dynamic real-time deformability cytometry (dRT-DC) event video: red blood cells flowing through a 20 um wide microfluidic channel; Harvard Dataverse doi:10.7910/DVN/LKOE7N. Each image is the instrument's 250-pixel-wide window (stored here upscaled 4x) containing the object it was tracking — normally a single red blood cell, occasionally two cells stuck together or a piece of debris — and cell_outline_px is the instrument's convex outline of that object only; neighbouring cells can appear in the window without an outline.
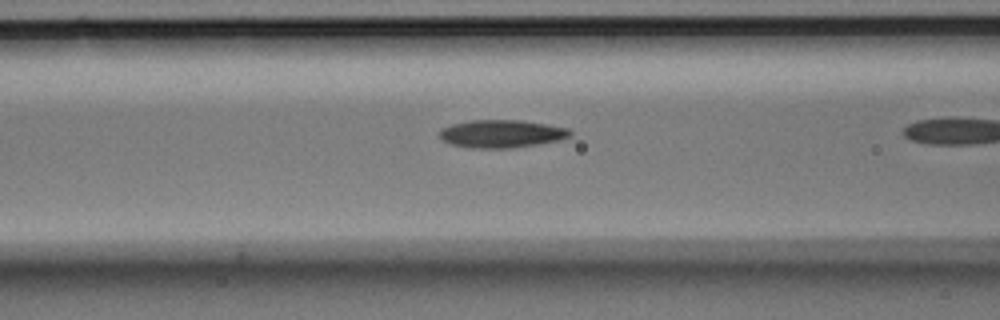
{"species": "Egyptian fruit bat (a non-hibernating species)", "species_latin": "Rousettus aegyptiacus", "temperature_condition": "room temperature", "stored_images_in_passage": 19, "camera_frame_rate_fps": 3000, "um_per_image_px": 0.085, "animal": {"sex": "male"}, "frame": {"image": 1, "passage_image": 18, "time_ms": 5.667, "image_size_px": [1000, 320], "cell_outline_px": [[572, 136], [560, 140], [512, 148], [468, 148], [448, 144], [440, 140], [440, 128], [452, 124], [472, 120], [520, 120], [548, 124], [568, 128], [572, 132]], "centroid_in_image_um": [42.61, 11.37], "position_along_channel_um": 124.0, "area_um2": 21.44}}